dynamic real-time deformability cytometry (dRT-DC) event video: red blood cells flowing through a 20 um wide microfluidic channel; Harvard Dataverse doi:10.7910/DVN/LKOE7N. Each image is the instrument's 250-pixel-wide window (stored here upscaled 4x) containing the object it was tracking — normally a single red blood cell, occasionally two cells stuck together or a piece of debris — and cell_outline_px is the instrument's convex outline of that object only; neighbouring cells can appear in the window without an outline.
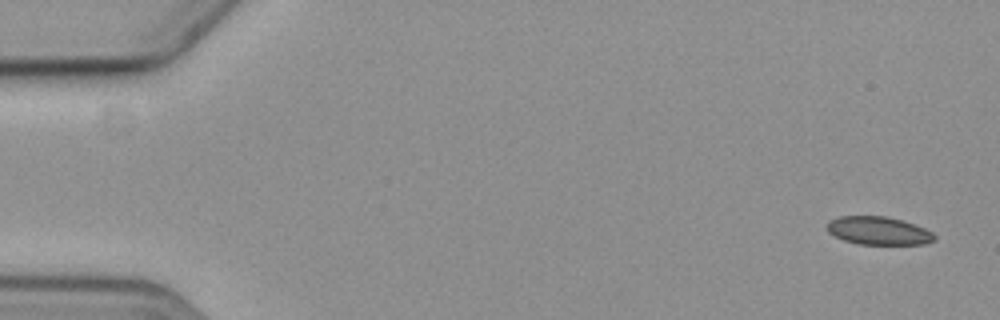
{"species": "common noctule bat (a hibernating species)", "species_latin": "Nyctalus noctula", "temperature_condition": "cold", "stored_images_in_passage": 5, "camera_frame_rate_fps": 3000, "um_per_image_px": 0.085, "animal": {"sex": "female", "body_mass_g": 19.3, "forearm_length_mm": 54.1}, "frame": {"image": 1, "passage_image": 1, "time_ms": 0.0, "image_size_px": [1000, 320], "cell_outline_px": [[936, 240], [924, 244], [856, 244], [844, 240], [828, 232], [828, 220], [840, 216], [888, 216], [924, 228], [932, 232], [936, 236]], "centroid_in_image_um": [74.67, 19.61], "position_along_channel_um": 10.3, "area_um2": 17.51}}